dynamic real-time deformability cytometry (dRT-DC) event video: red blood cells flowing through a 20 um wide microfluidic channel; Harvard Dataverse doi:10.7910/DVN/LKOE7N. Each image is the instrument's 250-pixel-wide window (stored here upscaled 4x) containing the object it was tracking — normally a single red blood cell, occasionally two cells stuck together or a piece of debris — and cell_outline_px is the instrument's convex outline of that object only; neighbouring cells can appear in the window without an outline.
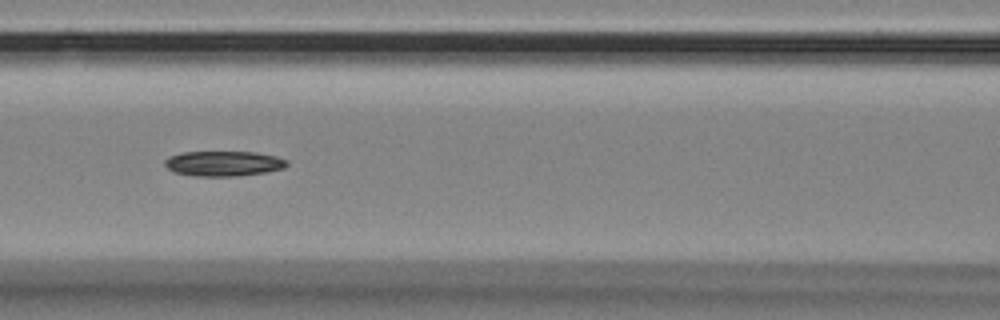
{"species": "Egyptian fruit bat (a non-hibernating species)", "species_latin": "Rousettus aegyptiacus", "temperature_condition": "room temperature", "stored_images_in_passage": 43, "camera_frame_rate_fps": 3000, "um_per_image_px": 0.085, "animal": {"sex": "female"}, "frame": {"image": 1, "passage_image": 11, "time_ms": 3.333, "image_size_px": [1000, 320], "cell_outline_px": [[288, 164], [284, 168], [264, 172], [236, 176], [196, 176], [176, 172], [168, 168], [164, 164], [164, 160], [168, 156], [184, 152], [256, 152], [276, 156], [288, 160]], "centroid_in_image_um": [19.01, 13.89], "position_along_channel_um": 147.6, "area_um2": 17.8}}
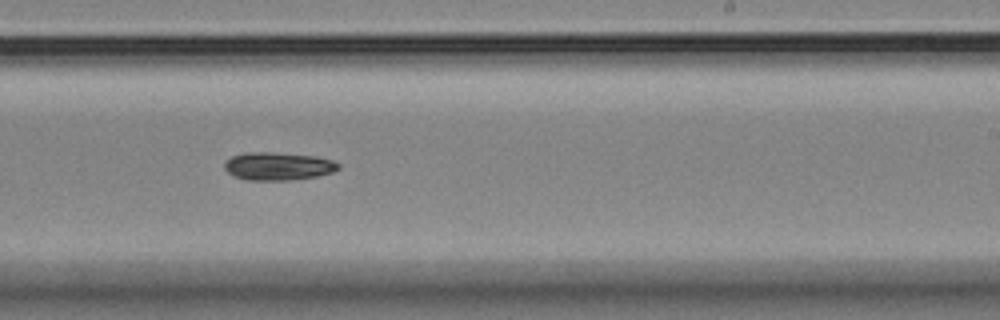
{"frame": {"image": 2, "passage_image": 21, "time_ms": 6.667, "image_size_px": [1000, 320], "cell_outline_px": [[340, 168], [332, 172], [316, 176], [288, 180], [248, 180], [236, 176], [228, 172], [224, 168], [224, 164], [232, 156], [252, 152], [272, 152], [316, 156], [332, 160], [340, 164]], "centroid_in_image_um": [23.67, 14.12], "position_along_channel_um": 265.3, "area_um2": 18.32}}
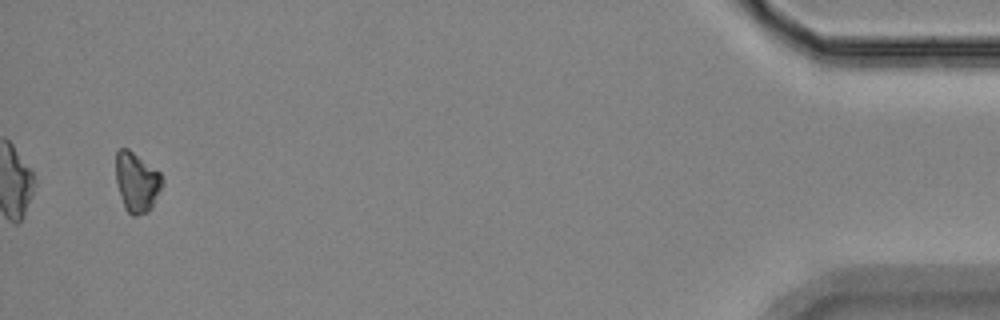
{"frame": {"image": 3, "passage_image": 41, "time_ms": 13.333, "image_size_px": [1000, 320], "cell_outline_px": [[164, 184], [152, 208], [148, 212], [136, 216], [132, 216], [124, 208], [120, 196], [116, 180], [116, 152], [120, 148], [128, 148], [160, 172], [164, 180]], "centroid_in_image_um": [11.64, 15.5], "position_along_channel_um": 423.6, "area_um2": 16.42}, "authors_computed_cell_mechanics": {"area_um2": 17.3978, "velocity_mm_per_s": 3.5477, "shape_relaxation_time_tau1_ms": 2.1758, "shape_relaxation_time_tau2_ms": null, "deformation_change_tau1": 0.1204, "deformation_change_tau2": null}}